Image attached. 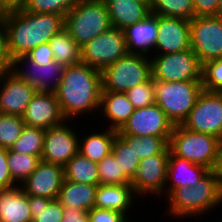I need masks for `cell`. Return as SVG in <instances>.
I'll list each match as a JSON object with an SVG mask.
<instances>
[{
  "mask_svg": "<svg viewBox=\"0 0 222 222\" xmlns=\"http://www.w3.org/2000/svg\"><path fill=\"white\" fill-rule=\"evenodd\" d=\"M101 91V71L80 62L66 66L54 93L65 119L74 121L99 113Z\"/></svg>",
  "mask_w": 222,
  "mask_h": 222,
  "instance_id": "1",
  "label": "cell"
},
{
  "mask_svg": "<svg viewBox=\"0 0 222 222\" xmlns=\"http://www.w3.org/2000/svg\"><path fill=\"white\" fill-rule=\"evenodd\" d=\"M97 128H99V126H96V129L94 128V130L97 131L91 129L90 134L88 132L85 133L84 138H81L80 135L78 148V153L95 163H99L111 153L112 143L117 135V131L113 129L106 128L105 130L104 127H100V131H98Z\"/></svg>",
  "mask_w": 222,
  "mask_h": 222,
  "instance_id": "26",
  "label": "cell"
},
{
  "mask_svg": "<svg viewBox=\"0 0 222 222\" xmlns=\"http://www.w3.org/2000/svg\"><path fill=\"white\" fill-rule=\"evenodd\" d=\"M26 56L30 60L36 62L41 66H46L47 64H50L51 61L54 60L53 52L49 42L42 43L38 45L36 48H33L30 52L26 54Z\"/></svg>",
  "mask_w": 222,
  "mask_h": 222,
  "instance_id": "42",
  "label": "cell"
},
{
  "mask_svg": "<svg viewBox=\"0 0 222 222\" xmlns=\"http://www.w3.org/2000/svg\"><path fill=\"white\" fill-rule=\"evenodd\" d=\"M135 109L155 104V86L152 77L125 92Z\"/></svg>",
  "mask_w": 222,
  "mask_h": 222,
  "instance_id": "40",
  "label": "cell"
},
{
  "mask_svg": "<svg viewBox=\"0 0 222 222\" xmlns=\"http://www.w3.org/2000/svg\"><path fill=\"white\" fill-rule=\"evenodd\" d=\"M44 137V129L25 126L20 137L9 150L39 156L41 158L44 147Z\"/></svg>",
  "mask_w": 222,
  "mask_h": 222,
  "instance_id": "34",
  "label": "cell"
},
{
  "mask_svg": "<svg viewBox=\"0 0 222 222\" xmlns=\"http://www.w3.org/2000/svg\"><path fill=\"white\" fill-rule=\"evenodd\" d=\"M111 153L124 174L132 181L140 163V158L134 151V140L129 135H116Z\"/></svg>",
  "mask_w": 222,
  "mask_h": 222,
  "instance_id": "30",
  "label": "cell"
},
{
  "mask_svg": "<svg viewBox=\"0 0 222 222\" xmlns=\"http://www.w3.org/2000/svg\"><path fill=\"white\" fill-rule=\"evenodd\" d=\"M25 126L47 130L66 121L53 92L37 91L22 116Z\"/></svg>",
  "mask_w": 222,
  "mask_h": 222,
  "instance_id": "17",
  "label": "cell"
},
{
  "mask_svg": "<svg viewBox=\"0 0 222 222\" xmlns=\"http://www.w3.org/2000/svg\"><path fill=\"white\" fill-rule=\"evenodd\" d=\"M63 180V166L41 160L33 173L20 186L27 195L56 200Z\"/></svg>",
  "mask_w": 222,
  "mask_h": 222,
  "instance_id": "19",
  "label": "cell"
},
{
  "mask_svg": "<svg viewBox=\"0 0 222 222\" xmlns=\"http://www.w3.org/2000/svg\"><path fill=\"white\" fill-rule=\"evenodd\" d=\"M97 165L100 184H131V180L124 174L112 153L104 157Z\"/></svg>",
  "mask_w": 222,
  "mask_h": 222,
  "instance_id": "37",
  "label": "cell"
},
{
  "mask_svg": "<svg viewBox=\"0 0 222 222\" xmlns=\"http://www.w3.org/2000/svg\"><path fill=\"white\" fill-rule=\"evenodd\" d=\"M181 125L194 132L211 134L222 141V92L202 90Z\"/></svg>",
  "mask_w": 222,
  "mask_h": 222,
  "instance_id": "11",
  "label": "cell"
},
{
  "mask_svg": "<svg viewBox=\"0 0 222 222\" xmlns=\"http://www.w3.org/2000/svg\"><path fill=\"white\" fill-rule=\"evenodd\" d=\"M190 48V20L158 15L157 41L153 54L177 53Z\"/></svg>",
  "mask_w": 222,
  "mask_h": 222,
  "instance_id": "18",
  "label": "cell"
},
{
  "mask_svg": "<svg viewBox=\"0 0 222 222\" xmlns=\"http://www.w3.org/2000/svg\"><path fill=\"white\" fill-rule=\"evenodd\" d=\"M64 24L80 47L111 27L104 0H80L65 15Z\"/></svg>",
  "mask_w": 222,
  "mask_h": 222,
  "instance_id": "5",
  "label": "cell"
},
{
  "mask_svg": "<svg viewBox=\"0 0 222 222\" xmlns=\"http://www.w3.org/2000/svg\"><path fill=\"white\" fill-rule=\"evenodd\" d=\"M201 83L205 91L222 92V57L202 64Z\"/></svg>",
  "mask_w": 222,
  "mask_h": 222,
  "instance_id": "39",
  "label": "cell"
},
{
  "mask_svg": "<svg viewBox=\"0 0 222 222\" xmlns=\"http://www.w3.org/2000/svg\"><path fill=\"white\" fill-rule=\"evenodd\" d=\"M129 136L134 140V151L140 159L156 154H170V137Z\"/></svg>",
  "mask_w": 222,
  "mask_h": 222,
  "instance_id": "35",
  "label": "cell"
},
{
  "mask_svg": "<svg viewBox=\"0 0 222 222\" xmlns=\"http://www.w3.org/2000/svg\"><path fill=\"white\" fill-rule=\"evenodd\" d=\"M155 103L173 125L182 124L195 106L203 87L201 81L165 82L154 80Z\"/></svg>",
  "mask_w": 222,
  "mask_h": 222,
  "instance_id": "6",
  "label": "cell"
},
{
  "mask_svg": "<svg viewBox=\"0 0 222 222\" xmlns=\"http://www.w3.org/2000/svg\"><path fill=\"white\" fill-rule=\"evenodd\" d=\"M157 31L158 15L152 13L144 20L124 28L123 32L128 53L151 57L157 41Z\"/></svg>",
  "mask_w": 222,
  "mask_h": 222,
  "instance_id": "20",
  "label": "cell"
},
{
  "mask_svg": "<svg viewBox=\"0 0 222 222\" xmlns=\"http://www.w3.org/2000/svg\"><path fill=\"white\" fill-rule=\"evenodd\" d=\"M24 127L22 116L0 113V147L10 149Z\"/></svg>",
  "mask_w": 222,
  "mask_h": 222,
  "instance_id": "36",
  "label": "cell"
},
{
  "mask_svg": "<svg viewBox=\"0 0 222 222\" xmlns=\"http://www.w3.org/2000/svg\"><path fill=\"white\" fill-rule=\"evenodd\" d=\"M36 92L10 70L0 73V113L23 116Z\"/></svg>",
  "mask_w": 222,
  "mask_h": 222,
  "instance_id": "16",
  "label": "cell"
},
{
  "mask_svg": "<svg viewBox=\"0 0 222 222\" xmlns=\"http://www.w3.org/2000/svg\"><path fill=\"white\" fill-rule=\"evenodd\" d=\"M173 127L165 112L155 103L135 109L117 135L170 137Z\"/></svg>",
  "mask_w": 222,
  "mask_h": 222,
  "instance_id": "15",
  "label": "cell"
},
{
  "mask_svg": "<svg viewBox=\"0 0 222 222\" xmlns=\"http://www.w3.org/2000/svg\"><path fill=\"white\" fill-rule=\"evenodd\" d=\"M136 1L143 2L147 4L149 7L151 6V3H152V0H136Z\"/></svg>",
  "mask_w": 222,
  "mask_h": 222,
  "instance_id": "51",
  "label": "cell"
},
{
  "mask_svg": "<svg viewBox=\"0 0 222 222\" xmlns=\"http://www.w3.org/2000/svg\"><path fill=\"white\" fill-rule=\"evenodd\" d=\"M135 196L138 199L139 196L131 184H99L96 189L94 208L121 212L130 218Z\"/></svg>",
  "mask_w": 222,
  "mask_h": 222,
  "instance_id": "21",
  "label": "cell"
},
{
  "mask_svg": "<svg viewBox=\"0 0 222 222\" xmlns=\"http://www.w3.org/2000/svg\"><path fill=\"white\" fill-rule=\"evenodd\" d=\"M219 0H193L195 17L215 16Z\"/></svg>",
  "mask_w": 222,
  "mask_h": 222,
  "instance_id": "45",
  "label": "cell"
},
{
  "mask_svg": "<svg viewBox=\"0 0 222 222\" xmlns=\"http://www.w3.org/2000/svg\"><path fill=\"white\" fill-rule=\"evenodd\" d=\"M170 152L191 163L209 170H217L220 162L222 141L207 133L194 132L181 124L174 125L169 140Z\"/></svg>",
  "mask_w": 222,
  "mask_h": 222,
  "instance_id": "4",
  "label": "cell"
},
{
  "mask_svg": "<svg viewBox=\"0 0 222 222\" xmlns=\"http://www.w3.org/2000/svg\"><path fill=\"white\" fill-rule=\"evenodd\" d=\"M151 77L150 57L128 53L101 71L102 91L125 93Z\"/></svg>",
  "mask_w": 222,
  "mask_h": 222,
  "instance_id": "7",
  "label": "cell"
},
{
  "mask_svg": "<svg viewBox=\"0 0 222 222\" xmlns=\"http://www.w3.org/2000/svg\"><path fill=\"white\" fill-rule=\"evenodd\" d=\"M131 220H132V219L130 218L127 222H135L134 220H132V221H131Z\"/></svg>",
  "mask_w": 222,
  "mask_h": 222,
  "instance_id": "52",
  "label": "cell"
},
{
  "mask_svg": "<svg viewBox=\"0 0 222 222\" xmlns=\"http://www.w3.org/2000/svg\"><path fill=\"white\" fill-rule=\"evenodd\" d=\"M217 171L219 174L220 187H221V191H222V149H221L220 162H219V166H218Z\"/></svg>",
  "mask_w": 222,
  "mask_h": 222,
  "instance_id": "49",
  "label": "cell"
},
{
  "mask_svg": "<svg viewBox=\"0 0 222 222\" xmlns=\"http://www.w3.org/2000/svg\"><path fill=\"white\" fill-rule=\"evenodd\" d=\"M64 22L65 18L59 14L34 13L23 8L10 10L4 21L10 59L24 56L38 45L49 42L64 28Z\"/></svg>",
  "mask_w": 222,
  "mask_h": 222,
  "instance_id": "2",
  "label": "cell"
},
{
  "mask_svg": "<svg viewBox=\"0 0 222 222\" xmlns=\"http://www.w3.org/2000/svg\"><path fill=\"white\" fill-rule=\"evenodd\" d=\"M215 17L222 19V0H219L218 8Z\"/></svg>",
  "mask_w": 222,
  "mask_h": 222,
  "instance_id": "50",
  "label": "cell"
},
{
  "mask_svg": "<svg viewBox=\"0 0 222 222\" xmlns=\"http://www.w3.org/2000/svg\"><path fill=\"white\" fill-rule=\"evenodd\" d=\"M10 10L22 8L27 0H3Z\"/></svg>",
  "mask_w": 222,
  "mask_h": 222,
  "instance_id": "47",
  "label": "cell"
},
{
  "mask_svg": "<svg viewBox=\"0 0 222 222\" xmlns=\"http://www.w3.org/2000/svg\"><path fill=\"white\" fill-rule=\"evenodd\" d=\"M190 46L201 65L222 57V19L193 17L190 20Z\"/></svg>",
  "mask_w": 222,
  "mask_h": 222,
  "instance_id": "10",
  "label": "cell"
},
{
  "mask_svg": "<svg viewBox=\"0 0 222 222\" xmlns=\"http://www.w3.org/2000/svg\"><path fill=\"white\" fill-rule=\"evenodd\" d=\"M221 219H222V217L220 218V220H219V219H217L218 221H216V222H222V220H221Z\"/></svg>",
  "mask_w": 222,
  "mask_h": 222,
  "instance_id": "53",
  "label": "cell"
},
{
  "mask_svg": "<svg viewBox=\"0 0 222 222\" xmlns=\"http://www.w3.org/2000/svg\"><path fill=\"white\" fill-rule=\"evenodd\" d=\"M208 171L206 167L176 157L170 152L164 196L166 197L177 187L193 186Z\"/></svg>",
  "mask_w": 222,
  "mask_h": 222,
  "instance_id": "23",
  "label": "cell"
},
{
  "mask_svg": "<svg viewBox=\"0 0 222 222\" xmlns=\"http://www.w3.org/2000/svg\"><path fill=\"white\" fill-rule=\"evenodd\" d=\"M96 189V185L76 183L64 179L57 200L64 208H74L88 212L94 207Z\"/></svg>",
  "mask_w": 222,
  "mask_h": 222,
  "instance_id": "27",
  "label": "cell"
},
{
  "mask_svg": "<svg viewBox=\"0 0 222 222\" xmlns=\"http://www.w3.org/2000/svg\"><path fill=\"white\" fill-rule=\"evenodd\" d=\"M28 202L32 222H61L64 207L57 199L28 195Z\"/></svg>",
  "mask_w": 222,
  "mask_h": 222,
  "instance_id": "31",
  "label": "cell"
},
{
  "mask_svg": "<svg viewBox=\"0 0 222 222\" xmlns=\"http://www.w3.org/2000/svg\"><path fill=\"white\" fill-rule=\"evenodd\" d=\"M168 218L196 219L209 215L222 205V191L217 170H209L193 186L177 187L166 198ZM212 211V212H211Z\"/></svg>",
  "mask_w": 222,
  "mask_h": 222,
  "instance_id": "3",
  "label": "cell"
},
{
  "mask_svg": "<svg viewBox=\"0 0 222 222\" xmlns=\"http://www.w3.org/2000/svg\"><path fill=\"white\" fill-rule=\"evenodd\" d=\"M28 195L21 186L0 190V222H32Z\"/></svg>",
  "mask_w": 222,
  "mask_h": 222,
  "instance_id": "24",
  "label": "cell"
},
{
  "mask_svg": "<svg viewBox=\"0 0 222 222\" xmlns=\"http://www.w3.org/2000/svg\"><path fill=\"white\" fill-rule=\"evenodd\" d=\"M127 54L123 30L111 26L81 47V62L102 71Z\"/></svg>",
  "mask_w": 222,
  "mask_h": 222,
  "instance_id": "9",
  "label": "cell"
},
{
  "mask_svg": "<svg viewBox=\"0 0 222 222\" xmlns=\"http://www.w3.org/2000/svg\"><path fill=\"white\" fill-rule=\"evenodd\" d=\"M65 68V65L55 60L46 66H41L24 55L12 60L10 71L20 80L32 85L37 91L54 93Z\"/></svg>",
  "mask_w": 222,
  "mask_h": 222,
  "instance_id": "12",
  "label": "cell"
},
{
  "mask_svg": "<svg viewBox=\"0 0 222 222\" xmlns=\"http://www.w3.org/2000/svg\"><path fill=\"white\" fill-rule=\"evenodd\" d=\"M89 222H127L129 218L117 211L101 208H91L88 211Z\"/></svg>",
  "mask_w": 222,
  "mask_h": 222,
  "instance_id": "41",
  "label": "cell"
},
{
  "mask_svg": "<svg viewBox=\"0 0 222 222\" xmlns=\"http://www.w3.org/2000/svg\"><path fill=\"white\" fill-rule=\"evenodd\" d=\"M150 59L153 80L201 81L202 65L191 48L177 53L153 54Z\"/></svg>",
  "mask_w": 222,
  "mask_h": 222,
  "instance_id": "8",
  "label": "cell"
},
{
  "mask_svg": "<svg viewBox=\"0 0 222 222\" xmlns=\"http://www.w3.org/2000/svg\"><path fill=\"white\" fill-rule=\"evenodd\" d=\"M134 111L126 93L101 91L99 114L108 121L105 128L119 131Z\"/></svg>",
  "mask_w": 222,
  "mask_h": 222,
  "instance_id": "22",
  "label": "cell"
},
{
  "mask_svg": "<svg viewBox=\"0 0 222 222\" xmlns=\"http://www.w3.org/2000/svg\"><path fill=\"white\" fill-rule=\"evenodd\" d=\"M40 161L39 156L7 150V164L10 175L18 186L33 173Z\"/></svg>",
  "mask_w": 222,
  "mask_h": 222,
  "instance_id": "32",
  "label": "cell"
},
{
  "mask_svg": "<svg viewBox=\"0 0 222 222\" xmlns=\"http://www.w3.org/2000/svg\"><path fill=\"white\" fill-rule=\"evenodd\" d=\"M170 154H156L140 159L135 177L131 185L139 197L149 199L164 196L167 180V167Z\"/></svg>",
  "mask_w": 222,
  "mask_h": 222,
  "instance_id": "13",
  "label": "cell"
},
{
  "mask_svg": "<svg viewBox=\"0 0 222 222\" xmlns=\"http://www.w3.org/2000/svg\"><path fill=\"white\" fill-rule=\"evenodd\" d=\"M151 13L163 17L191 20L195 17L193 0H152Z\"/></svg>",
  "mask_w": 222,
  "mask_h": 222,
  "instance_id": "33",
  "label": "cell"
},
{
  "mask_svg": "<svg viewBox=\"0 0 222 222\" xmlns=\"http://www.w3.org/2000/svg\"><path fill=\"white\" fill-rule=\"evenodd\" d=\"M64 179L98 186L100 184L98 165L78 153L64 166Z\"/></svg>",
  "mask_w": 222,
  "mask_h": 222,
  "instance_id": "28",
  "label": "cell"
},
{
  "mask_svg": "<svg viewBox=\"0 0 222 222\" xmlns=\"http://www.w3.org/2000/svg\"><path fill=\"white\" fill-rule=\"evenodd\" d=\"M54 60L69 66L81 62V47L64 27L49 40Z\"/></svg>",
  "mask_w": 222,
  "mask_h": 222,
  "instance_id": "29",
  "label": "cell"
},
{
  "mask_svg": "<svg viewBox=\"0 0 222 222\" xmlns=\"http://www.w3.org/2000/svg\"><path fill=\"white\" fill-rule=\"evenodd\" d=\"M79 1L80 0H27L22 8L34 13L59 14L65 18V15Z\"/></svg>",
  "mask_w": 222,
  "mask_h": 222,
  "instance_id": "38",
  "label": "cell"
},
{
  "mask_svg": "<svg viewBox=\"0 0 222 222\" xmlns=\"http://www.w3.org/2000/svg\"><path fill=\"white\" fill-rule=\"evenodd\" d=\"M12 60L7 50V30L4 22H0V73L11 69Z\"/></svg>",
  "mask_w": 222,
  "mask_h": 222,
  "instance_id": "44",
  "label": "cell"
},
{
  "mask_svg": "<svg viewBox=\"0 0 222 222\" xmlns=\"http://www.w3.org/2000/svg\"><path fill=\"white\" fill-rule=\"evenodd\" d=\"M67 122L66 120L61 125L45 130L42 161L64 167L73 156L78 154L80 134H77L79 133L77 129L71 127L73 125L71 123L75 125V121Z\"/></svg>",
  "mask_w": 222,
  "mask_h": 222,
  "instance_id": "14",
  "label": "cell"
},
{
  "mask_svg": "<svg viewBox=\"0 0 222 222\" xmlns=\"http://www.w3.org/2000/svg\"><path fill=\"white\" fill-rule=\"evenodd\" d=\"M7 150L0 147V190H6L18 186L10 175L9 166L7 164Z\"/></svg>",
  "mask_w": 222,
  "mask_h": 222,
  "instance_id": "43",
  "label": "cell"
},
{
  "mask_svg": "<svg viewBox=\"0 0 222 222\" xmlns=\"http://www.w3.org/2000/svg\"><path fill=\"white\" fill-rule=\"evenodd\" d=\"M9 12H10V9L8 8V6L4 3L3 0H0V22L5 21Z\"/></svg>",
  "mask_w": 222,
  "mask_h": 222,
  "instance_id": "48",
  "label": "cell"
},
{
  "mask_svg": "<svg viewBox=\"0 0 222 222\" xmlns=\"http://www.w3.org/2000/svg\"><path fill=\"white\" fill-rule=\"evenodd\" d=\"M108 9L111 26L124 28L144 20L151 8L136 0H104Z\"/></svg>",
  "mask_w": 222,
  "mask_h": 222,
  "instance_id": "25",
  "label": "cell"
},
{
  "mask_svg": "<svg viewBox=\"0 0 222 222\" xmlns=\"http://www.w3.org/2000/svg\"><path fill=\"white\" fill-rule=\"evenodd\" d=\"M61 222H89V215L84 210L63 208Z\"/></svg>",
  "mask_w": 222,
  "mask_h": 222,
  "instance_id": "46",
  "label": "cell"
}]
</instances>
